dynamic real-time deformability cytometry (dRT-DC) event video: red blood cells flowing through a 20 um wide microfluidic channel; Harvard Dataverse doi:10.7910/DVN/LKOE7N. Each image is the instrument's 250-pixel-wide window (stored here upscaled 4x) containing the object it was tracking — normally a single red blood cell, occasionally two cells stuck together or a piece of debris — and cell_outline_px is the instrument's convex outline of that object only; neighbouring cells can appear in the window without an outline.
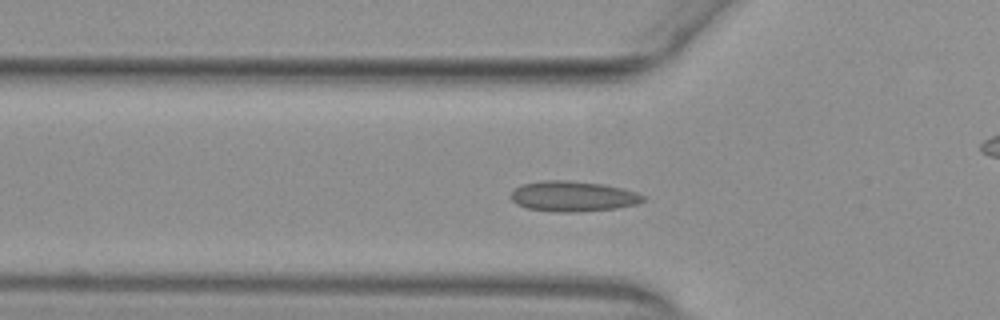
{"species": "common noctule bat (a hibernating species)", "species_latin": "Nyctalus noctula", "temperature_condition": "warm", "stored_images_in_passage": 50, "camera_frame_rate_fps": 3000, "um_per_image_px": 0.085, "animal": {"sex": "female", "body_mass_g": 29.2, "forearm_length_mm": 56.3}, "frame": {"image": 1, "passage_image": 14, "time_ms": 4.333, "image_size_px": [1000, 320], "cell_outline_px": [[644, 200], [636, 204], [616, 208], [580, 212], [556, 212], [528, 208], [516, 204], [508, 196], [516, 188], [524, 184], [544, 180], [568, 180], [600, 184], [620, 188], [636, 192], [644, 196]], "centroid_in_image_um": [48.67, 16.69], "position_along_channel_um": 77.1, "area_um2": 23.24}}
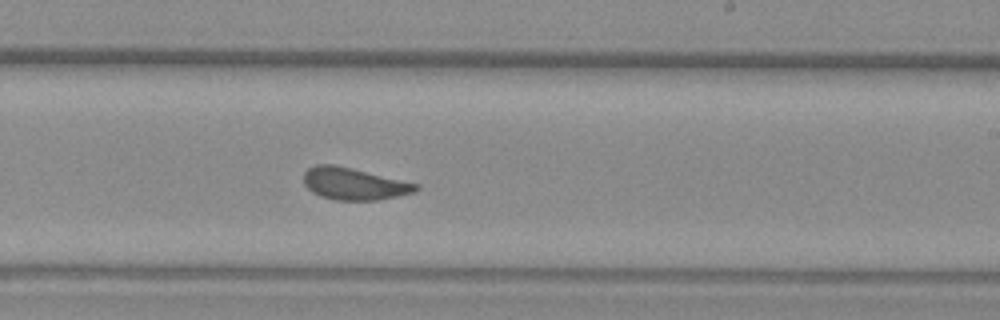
{"frame": {"image": 2, "passage_image": 28, "time_ms": 9.0, "image_size_px": [1000, 320], "cell_outline_px": [[420, 188], [416, 192], [380, 200], [336, 200], [320, 196], [312, 192], [304, 184], [304, 172], [308, 168], [316, 164], [332, 164], [352, 168], [420, 184]], "centroid_in_image_um": [30.11, 15.62], "position_along_channel_um": 258.9, "area_um2": 21.1}}
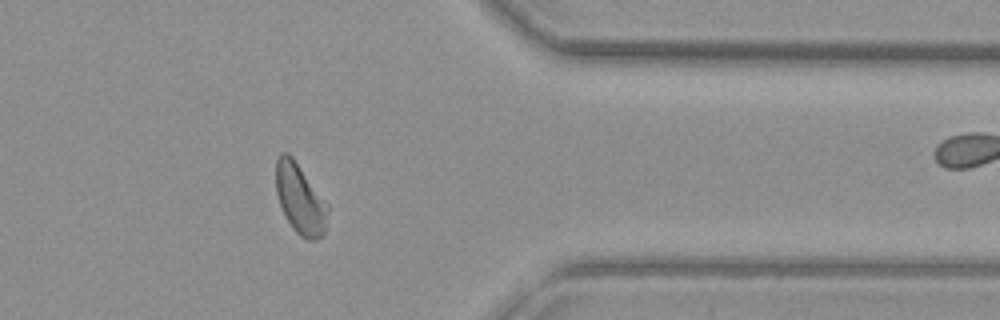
{"frame": {"image": 3, "passage_image": 39, "time_ms": 12.667, "image_size_px": [1000, 320], "cell_outline_px": [[328, 212], [324, 232], [316, 240], [308, 240], [300, 236], [292, 228], [280, 204], [276, 192], [276, 160], [280, 152], [288, 152], [292, 156], [328, 204]], "centroid_in_image_um": [25.5, 16.89], "position_along_channel_um": 385.9, "area_um2": 20.98}, "authors_computed_cell_mechanics": {"area_um2": 21.4149, "velocity_mm_per_s": 3.8956, "shape_relaxation_time_tau1_ms": null, "shape_relaxation_time_tau2_ms": 1.258, "deformation_change_tau1": null, "deformation_change_tau2": 0.0621}}